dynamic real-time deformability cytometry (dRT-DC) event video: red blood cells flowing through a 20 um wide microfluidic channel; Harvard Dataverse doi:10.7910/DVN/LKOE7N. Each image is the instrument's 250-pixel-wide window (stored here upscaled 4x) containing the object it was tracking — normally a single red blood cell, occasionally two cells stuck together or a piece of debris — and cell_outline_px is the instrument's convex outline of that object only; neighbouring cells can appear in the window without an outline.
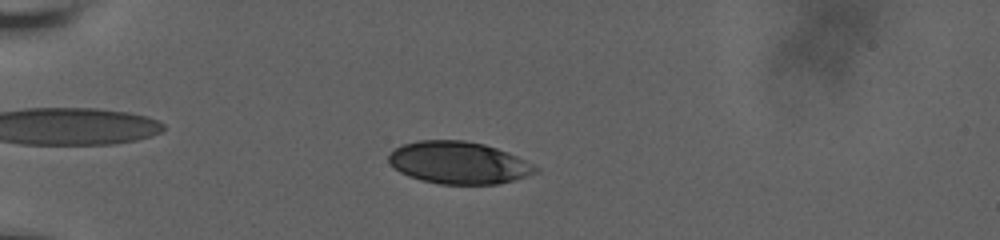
{"species": "human", "species_latin": "Homo sapiens", "temperature_condition": "room temperature", "stored_images_in_passage": 24, "camera_frame_rate_fps": 3000, "um_per_image_px": 0.085, "donor": {"sex": "male"}, "frame": {"image": 1, "passage_image": 18, "time_ms": 5.333, "image_size_px": [1000, 240], "cell_outline_px": [[540, 172], [516, 180], [496, 184], [440, 184], [420, 180], [408, 176], [400, 172], [388, 160], [388, 156], [400, 144], [420, 140], [464, 140], [484, 144], [508, 152], [540, 168]], "centroid_in_image_um": [39.01, 13.84], "position_along_channel_um": 46.0, "area_um2": 36.24}}